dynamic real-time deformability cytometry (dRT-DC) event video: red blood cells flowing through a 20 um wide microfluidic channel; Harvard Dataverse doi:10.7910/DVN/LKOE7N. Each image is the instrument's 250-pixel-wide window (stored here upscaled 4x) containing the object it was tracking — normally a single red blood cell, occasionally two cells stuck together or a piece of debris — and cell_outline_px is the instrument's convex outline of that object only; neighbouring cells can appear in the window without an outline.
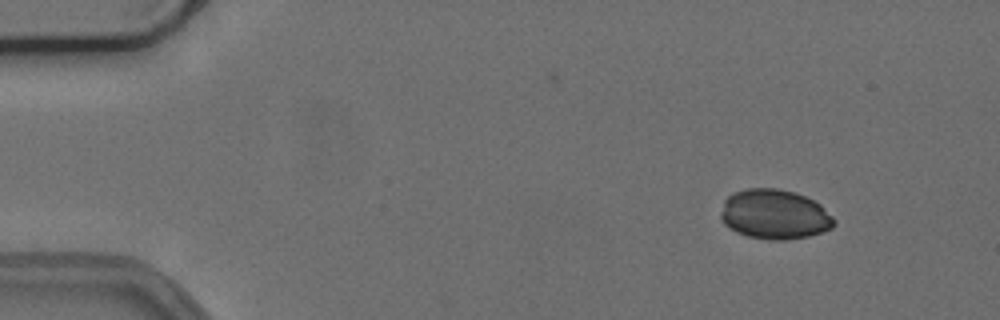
{"species": "common noctule bat (a hibernating species)", "species_latin": "Nyctalus noctula", "temperature_condition": "cold", "stored_images_in_passage": 3, "camera_frame_rate_fps": 3000, "um_per_image_px": 0.085, "animal": {"sex": "female", "body_mass_g": 24.6, "forearm_length_mm": 56.2}, "frame": {"image": 1, "passage_image": 1, "time_ms": 0.0, "image_size_px": [1000, 320], "cell_outline_px": [[836, 224], [832, 228], [808, 236], [784, 240], [768, 240], [748, 236], [736, 232], [728, 228], [724, 224], [720, 216], [720, 212], [724, 200], [732, 192], [748, 188], [776, 188], [796, 192], [820, 204], [836, 220]], "centroid_in_image_um": [65.81, 18.22], "position_along_channel_um": 19.2, "area_um2": 33.06}}